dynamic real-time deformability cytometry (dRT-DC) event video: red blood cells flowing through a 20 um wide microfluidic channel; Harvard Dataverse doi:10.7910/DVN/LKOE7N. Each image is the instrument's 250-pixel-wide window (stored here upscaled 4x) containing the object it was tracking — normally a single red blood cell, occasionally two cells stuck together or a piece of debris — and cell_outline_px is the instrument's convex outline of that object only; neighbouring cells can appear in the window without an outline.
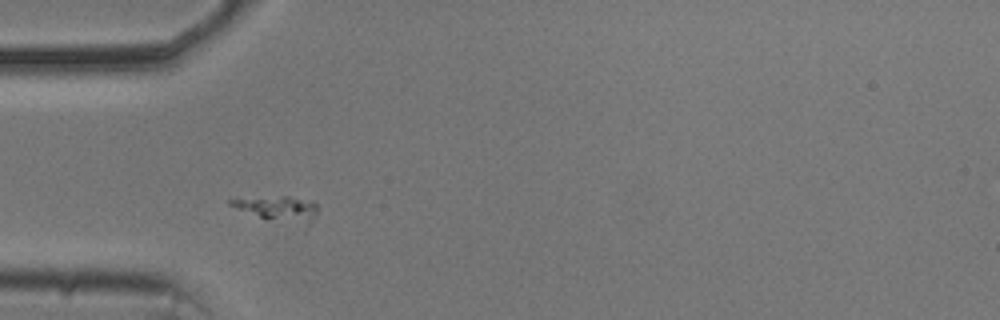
{"species": "common noctule bat (a hibernating species)", "species_latin": "Nyctalus noctula", "temperature_condition": "cold", "stored_images_in_passage": 47, "camera_frame_rate_fps": 3000, "um_per_image_px": 0.085, "animal": {"sex": "male", "body_mass_g": 20.5, "forearm_length_mm": 52.5}, "frame": {"image": 1, "passage_image": 9, "time_ms": 2.667, "image_size_px": [1000, 320], "cell_outline_px": [[316, 216], [312, 224], [304, 232], [260, 216], [228, 204], [228, 200], [280, 196], [288, 196], [316, 204]], "centroid_in_image_um": [23.84, 17.87], "position_along_channel_um": 61.2, "area_um2": 13.12}}
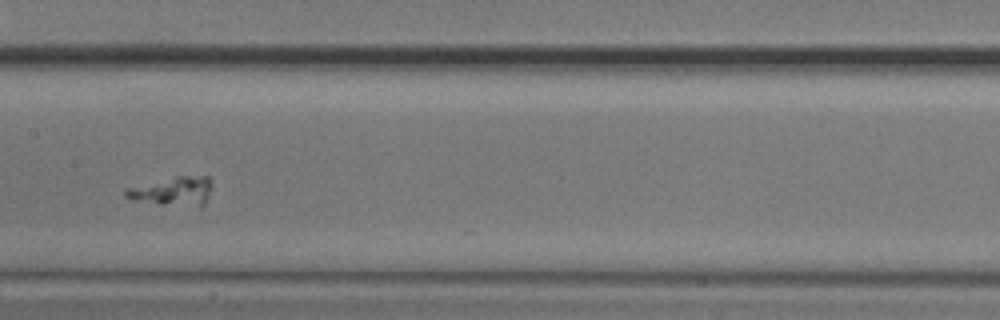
{"frame": {"image": 2, "passage_image": 20, "time_ms": 6.333, "image_size_px": [1000, 320], "cell_outline_px": [[212, 184], [204, 204], [200, 208], [160, 204], [132, 200], [124, 196], [124, 192], [128, 188], [176, 176], [208, 176], [212, 180]], "centroid_in_image_um": [14.74, 16.27], "position_along_channel_um": 192.7, "area_um2": 14.57}}
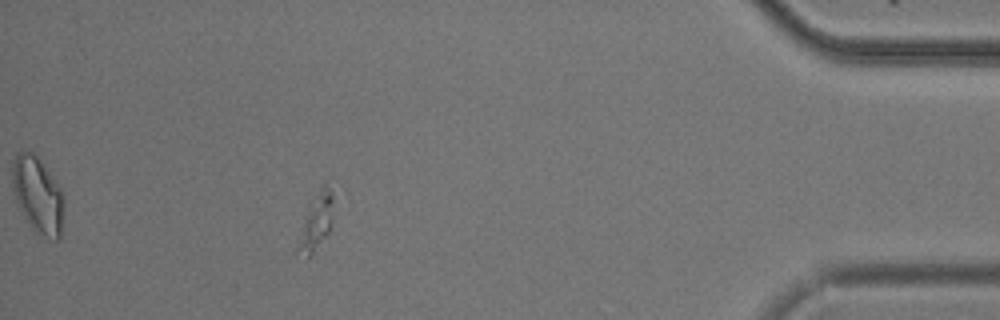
{"frame": {"image": 3, "passage_image": 42, "time_ms": 13.667, "image_size_px": [1000, 320], "cell_outline_px": [[332, 200], [328, 232], [312, 252], [308, 256], [292, 252], [308, 208], [324, 180], [332, 196]], "centroid_in_image_um": [26.77, 18.91], "position_along_channel_um": 408.4, "area_um2": 11.04}}